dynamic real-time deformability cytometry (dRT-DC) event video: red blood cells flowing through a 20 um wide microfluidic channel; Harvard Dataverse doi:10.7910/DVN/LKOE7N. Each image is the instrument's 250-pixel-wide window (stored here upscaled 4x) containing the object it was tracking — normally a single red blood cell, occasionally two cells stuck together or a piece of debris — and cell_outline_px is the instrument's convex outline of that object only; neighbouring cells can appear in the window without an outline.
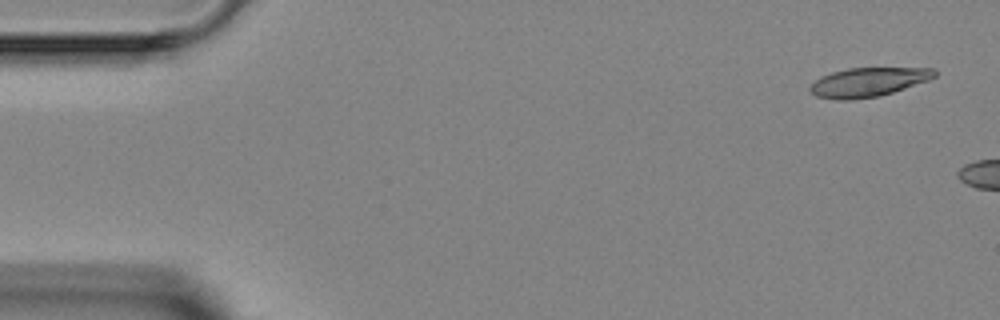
{"species": "Egyptian fruit bat (a non-hibernating species)", "species_latin": "Rousettus aegyptiacus", "temperature_condition": "room temperature", "stored_images_in_passage": 2, "camera_frame_rate_fps": 3000, "um_per_image_px": 0.085, "animal": {"sex": "female"}, "frame": {"image": 1, "passage_image": 1, "time_ms": 0.0, "image_size_px": [1000, 320], "cell_outline_px": [[936, 76], [928, 80], [880, 96], [852, 100], [836, 100], [816, 96], [808, 88], [820, 76], [832, 72], [848, 68], [936, 68]], "centroid_in_image_um": [73.78, 6.98], "position_along_channel_um": 11.2, "area_um2": 21.04}}